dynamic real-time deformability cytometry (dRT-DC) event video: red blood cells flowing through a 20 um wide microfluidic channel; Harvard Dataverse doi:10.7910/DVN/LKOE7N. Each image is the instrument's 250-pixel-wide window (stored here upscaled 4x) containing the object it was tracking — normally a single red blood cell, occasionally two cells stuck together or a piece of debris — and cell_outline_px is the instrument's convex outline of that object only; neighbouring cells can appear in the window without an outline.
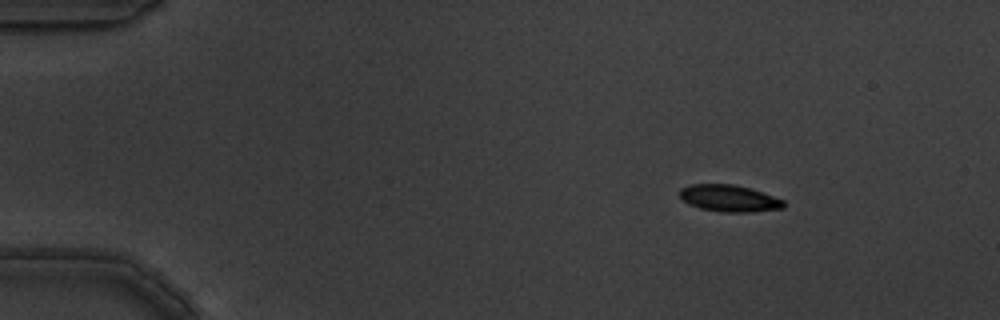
{"species": "common noctule bat (a hibernating species)", "species_latin": "Nyctalus noctula", "temperature_condition": "warm", "stored_images_in_passage": 5, "camera_frame_rate_fps": 3000, "um_per_image_px": 0.085, "animal": {"sex": "male", "body_mass_g": 19.5, "forearm_length_mm": 54.6}, "frame": {"image": 1, "passage_image": 2, "time_ms": 0.333, "image_size_px": [1000, 320], "cell_outline_px": [[784, 208], [752, 212], [724, 212], [700, 208], [688, 204], [680, 196], [680, 188], [688, 184], [732, 184], [752, 188], [784, 200]], "centroid_in_image_um": [61.98, 16.85], "position_along_channel_um": 23.0, "area_um2": 16.3}}
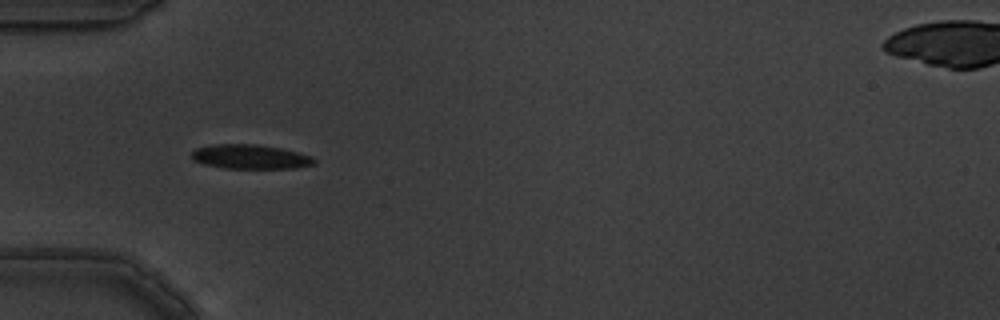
{"frame": {"image": 2, "passage_image": 4, "time_ms": 1.0, "image_size_px": [1000, 320], "cell_outline_px": [[316, 164], [296, 168], [224, 168], [204, 164], [192, 160], [192, 152], [196, 148], [212, 144], [256, 144], [280, 148], [312, 156], [316, 160]], "centroid_in_image_um": [21.27, 13.32], "position_along_channel_um": 63.7, "area_um2": 17.4}}